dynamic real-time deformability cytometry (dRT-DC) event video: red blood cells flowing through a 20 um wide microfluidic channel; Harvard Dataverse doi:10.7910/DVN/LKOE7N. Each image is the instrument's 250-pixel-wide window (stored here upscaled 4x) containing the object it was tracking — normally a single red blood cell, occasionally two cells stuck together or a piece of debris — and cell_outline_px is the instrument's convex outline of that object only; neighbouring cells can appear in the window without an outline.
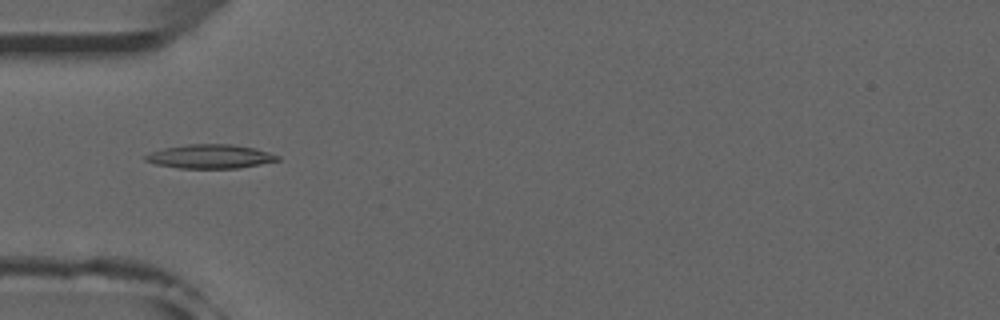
{"species": "common noctule bat (a hibernating species)", "species_latin": "Nyctalus noctula", "temperature_condition": "room temperature", "stored_images_in_passage": 42, "camera_frame_rate_fps": 3000, "um_per_image_px": 0.085, "animal": {"sex": "male", "forearm_length_mm": 52.5}, "frame": {"image": 1, "passage_image": 7, "time_ms": 2.0, "image_size_px": [1000, 320], "cell_outline_px": [[280, 160], [260, 164], [236, 168], [180, 168], [156, 164], [144, 160], [144, 156], [152, 152], [164, 148], [188, 144], [232, 144], [256, 148], [280, 156]], "centroid_in_image_um": [17.88, 13.29], "position_along_channel_um": 67.1, "area_um2": 18.32}}
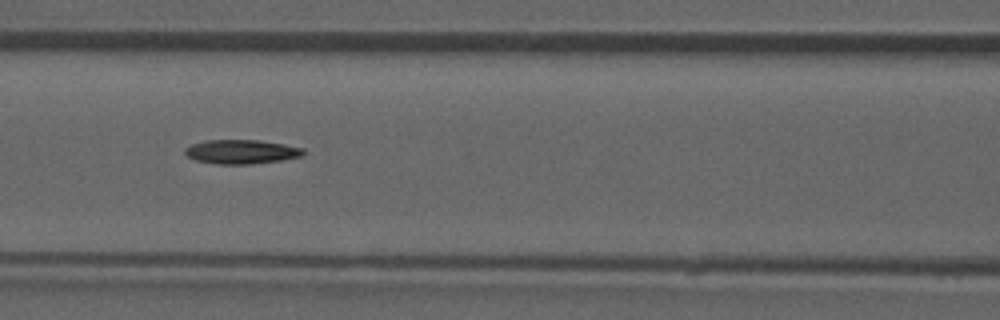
{"frame": {"image": 2, "passage_image": 13, "time_ms": 4.0, "image_size_px": [1000, 320], "cell_outline_px": [[304, 156], [280, 160], [252, 164], [216, 164], [196, 160], [188, 156], [184, 152], [184, 148], [192, 144], [208, 140], [260, 140], [284, 144], [304, 148]], "centroid_in_image_um": [20.53, 12.9], "position_along_channel_um": 146.1, "area_um2": 16.65}}
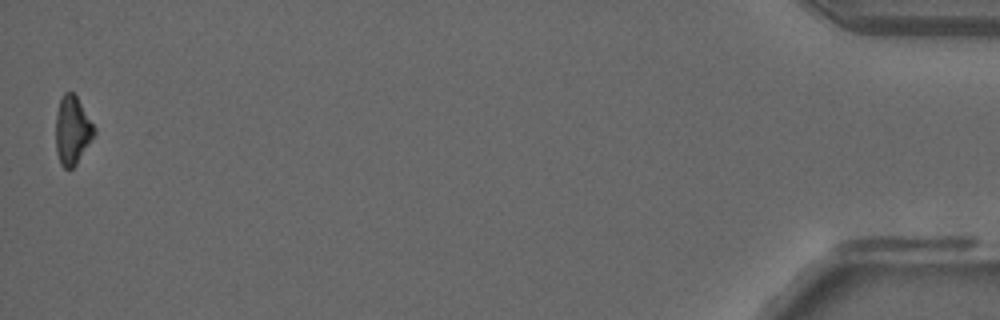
{"frame": {"image": 3, "passage_image": 42, "time_ms": 13.667, "image_size_px": [1000, 320], "cell_outline_px": [[96, 132], [76, 164], [72, 168], [64, 168], [60, 164], [56, 152], [56, 116], [60, 100], [64, 92], [72, 92], [76, 96], [96, 128]], "centroid_in_image_um": [6.14, 11.08], "position_along_channel_um": 429.1, "area_um2": 15.14}}